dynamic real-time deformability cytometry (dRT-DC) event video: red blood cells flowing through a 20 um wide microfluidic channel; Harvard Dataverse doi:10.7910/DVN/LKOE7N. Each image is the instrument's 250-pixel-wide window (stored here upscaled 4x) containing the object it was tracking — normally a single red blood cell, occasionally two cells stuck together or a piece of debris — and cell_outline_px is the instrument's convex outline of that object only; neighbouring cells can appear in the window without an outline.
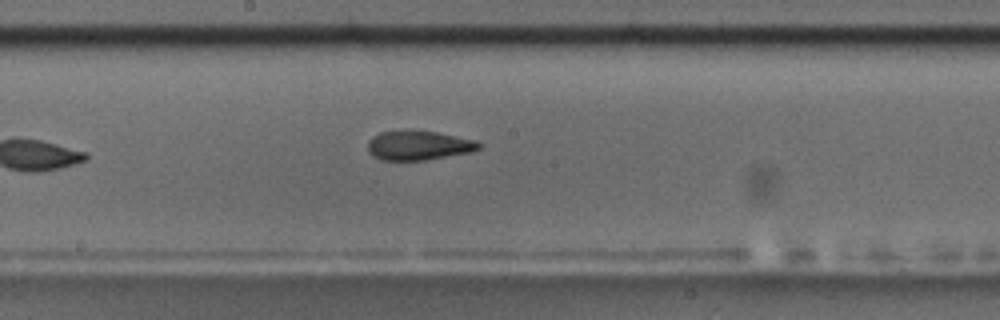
{"species": "common noctule bat (a hibernating species)", "species_latin": "Nyctalus noctula", "temperature_condition": "room temperature", "stored_images_in_passage": 9, "camera_frame_rate_fps": 3000, "um_per_image_px": 0.085, "animal": {"sex": "male", "body_mass_g": 17.5, "forearm_length_mm": 52.3}, "frame": {"image": 1, "passage_image": 9, "time_ms": 9.333, "image_size_px": [1000, 320], "cell_outline_px": [[484, 144], [480, 148], [472, 152], [424, 160], [380, 160], [372, 156], [368, 152], [368, 140], [372, 136], [380, 132], [408, 128], [436, 132], [476, 140]], "centroid_in_image_um": [35.56, 12.33], "position_along_channel_um": 212.6, "area_um2": 19.59}}